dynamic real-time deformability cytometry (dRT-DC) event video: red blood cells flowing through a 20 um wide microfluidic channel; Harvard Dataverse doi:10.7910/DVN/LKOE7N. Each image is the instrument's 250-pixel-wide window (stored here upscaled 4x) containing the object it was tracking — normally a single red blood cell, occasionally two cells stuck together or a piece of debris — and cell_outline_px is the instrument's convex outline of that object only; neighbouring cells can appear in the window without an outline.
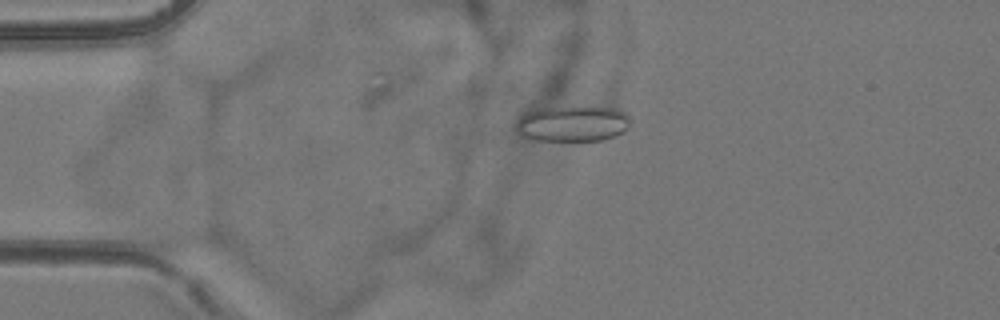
{"species": "common noctule bat (a hibernating species)", "species_latin": "Nyctalus noctula", "temperature_condition": "room temperature", "stored_images_in_passage": 55, "camera_frame_rate_fps": 3000, "um_per_image_px": 0.085, "animal": {"sex": "female", "body_mass_g": 24.6, "forearm_length_mm": 56.2}, "frame": {"image": 1, "passage_image": 13, "time_ms": 4.0, "image_size_px": [1000, 320], "cell_outline_px": [[628, 128], [624, 132], [616, 136], [604, 140], [532, 140], [520, 136], [516, 128], [516, 120], [520, 112], [532, 108], [616, 108], [624, 112], [628, 116]], "centroid_in_image_um": [48.57, 10.52], "position_along_channel_um": 36.4, "area_um2": 23.99}}
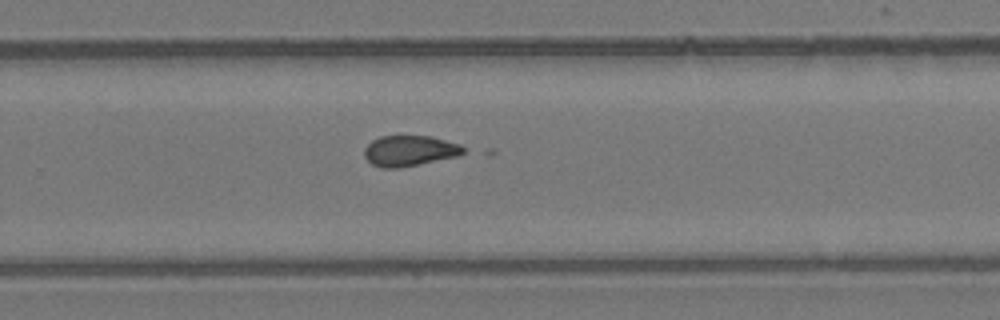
{"frame": {"image": 2, "passage_image": 36, "time_ms": 11.667, "image_size_px": [1000, 320], "cell_outline_px": [[464, 152], [456, 156], [400, 168], [380, 168], [372, 164], [364, 156], [364, 148], [372, 140], [380, 136], [432, 136], [460, 144], [464, 148]], "centroid_in_image_um": [34.78, 12.81], "position_along_channel_um": 295.0, "area_um2": 17.63}}
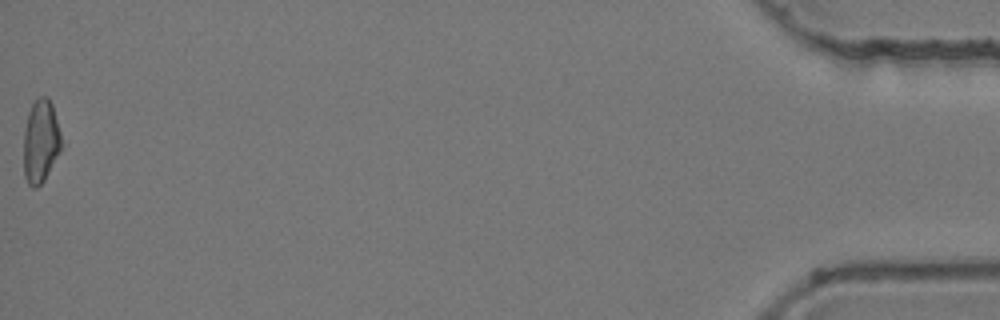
{"frame": {"image": 3, "passage_image": 55, "time_ms": 18.0, "image_size_px": [1000, 320], "cell_outline_px": [[60, 148], [44, 180], [36, 188], [32, 188], [28, 184], [24, 176], [24, 128], [28, 112], [32, 104], [40, 96], [48, 96], [52, 104], [60, 132]], "centroid_in_image_um": [3.42, 11.99], "position_along_channel_um": 431.8, "area_um2": 17.98}, "authors_computed_cell_mechanics": {"area_um2": 18.3804, "velocity_mm_per_s": 3.839, "shape_relaxation_time_tau1_ms": null, "shape_relaxation_time_tau2_ms": 2.3093, "deformation_change_tau1": null, "deformation_change_tau2": 0.0926}}